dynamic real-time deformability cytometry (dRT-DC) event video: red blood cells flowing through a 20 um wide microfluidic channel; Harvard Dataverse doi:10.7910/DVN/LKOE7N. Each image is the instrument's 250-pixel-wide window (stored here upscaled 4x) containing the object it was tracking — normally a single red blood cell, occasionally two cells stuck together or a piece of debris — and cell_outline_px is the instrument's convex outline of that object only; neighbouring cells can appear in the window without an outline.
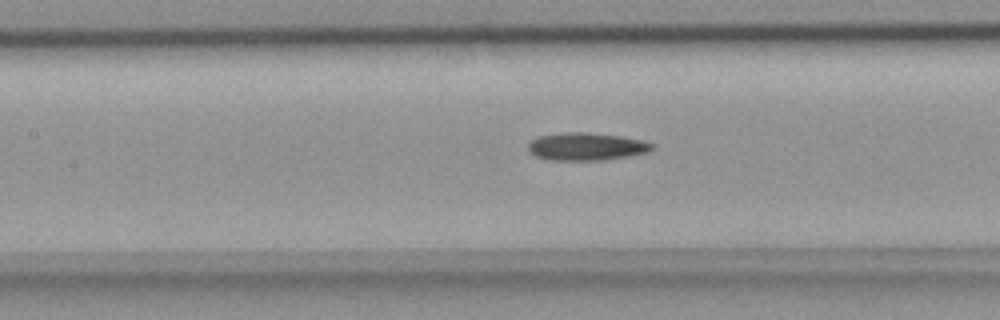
{"species": "common noctule bat (a hibernating species)", "species_latin": "Nyctalus noctula", "temperature_condition": "room temperature", "stored_images_in_passage": 28, "camera_frame_rate_fps": 3000, "um_per_image_px": 0.085, "animal": {"sex": "female", "body_mass_g": 18.4}, "frame": {"image": 1, "passage_image": 11, "time_ms": 3.333, "image_size_px": [1000, 320], "cell_outline_px": [[656, 144], [648, 152], [628, 156], [604, 160], [548, 160], [536, 156], [528, 148], [528, 144], [532, 140], [540, 136], [564, 132], [588, 132], [620, 136], [644, 140]], "centroid_in_image_um": [49.88, 12.45], "position_along_channel_um": 157.5, "area_um2": 20.0}}
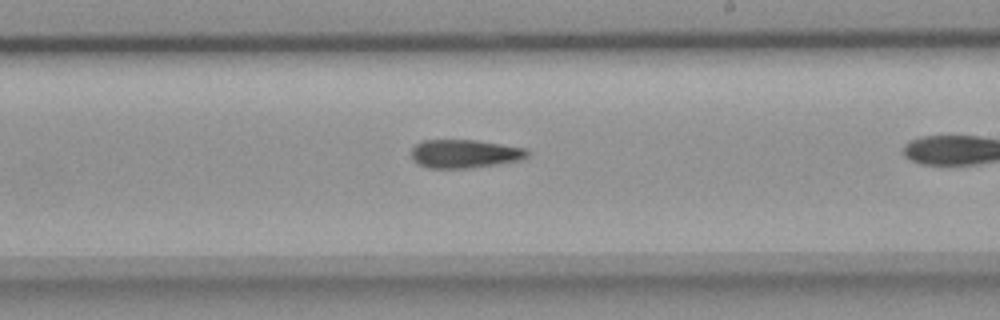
{"frame": {"image": 2, "passage_image": 18, "time_ms": 5.667, "image_size_px": [1000, 320], "cell_outline_px": [[532, 152], [528, 156], [520, 160], [472, 168], [428, 168], [412, 160], [412, 148], [420, 140], [476, 140], [524, 148]], "centroid_in_image_um": [39.49, 13.07], "position_along_channel_um": 249.5, "area_um2": 19.25}}
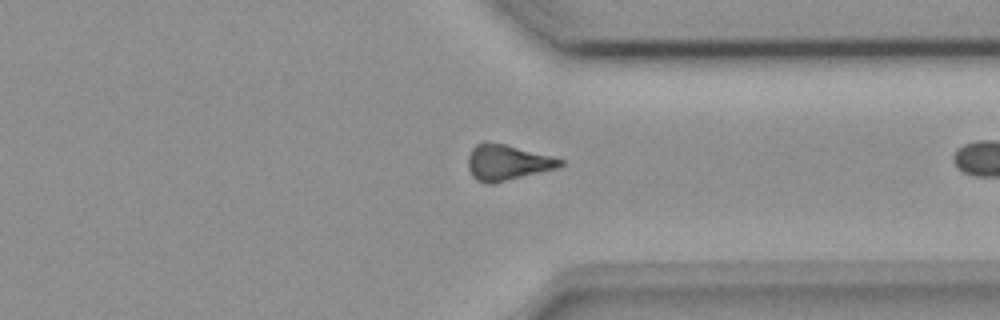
{"frame": {"image": 3, "passage_image": 27, "time_ms": 8.667, "image_size_px": [1000, 320], "cell_outline_px": [[564, 164], [556, 168], [492, 184], [488, 184], [476, 180], [472, 176], [468, 168], [468, 156], [472, 148], [476, 144], [484, 140], [504, 144], [552, 156], [564, 160]], "centroid_in_image_um": [43.08, 13.8], "position_along_channel_um": 368.3, "area_um2": 19.13}}